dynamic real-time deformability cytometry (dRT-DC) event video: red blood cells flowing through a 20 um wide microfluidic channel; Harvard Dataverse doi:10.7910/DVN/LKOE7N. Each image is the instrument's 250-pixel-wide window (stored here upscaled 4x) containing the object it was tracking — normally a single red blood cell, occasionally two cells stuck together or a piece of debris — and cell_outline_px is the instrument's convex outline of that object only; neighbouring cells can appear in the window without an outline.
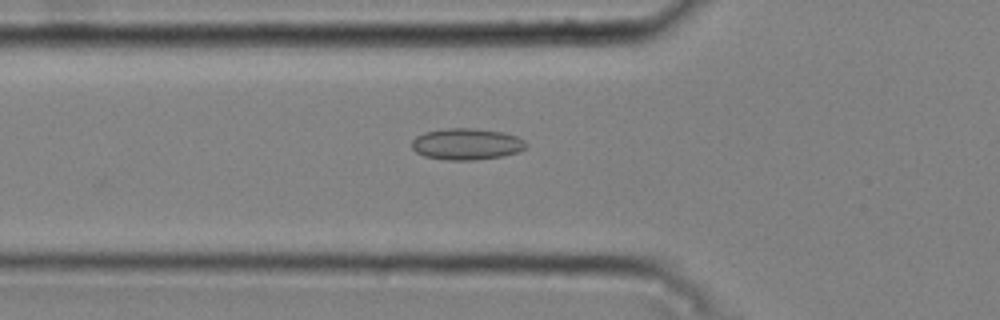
{"species": "common noctule bat (a hibernating species)", "species_latin": "Nyctalus noctula", "temperature_condition": "cold", "stored_images_in_passage": 32, "camera_frame_rate_fps": 3000, "um_per_image_px": 0.085, "animal": {"sex": "male", "body_mass_g": 20.4}, "frame": {"image": 1, "passage_image": 2, "time_ms": 0.333, "image_size_px": [1000, 320], "cell_outline_px": [[528, 144], [524, 148], [516, 152], [504, 156], [476, 160], [448, 160], [424, 156], [416, 152], [412, 148], [412, 140], [416, 136], [424, 132], [444, 128], [476, 128], [504, 132], [516, 136], [524, 140]], "centroid_in_image_um": [39.65, 12.24], "position_along_channel_um": 86.1, "area_um2": 21.1}}
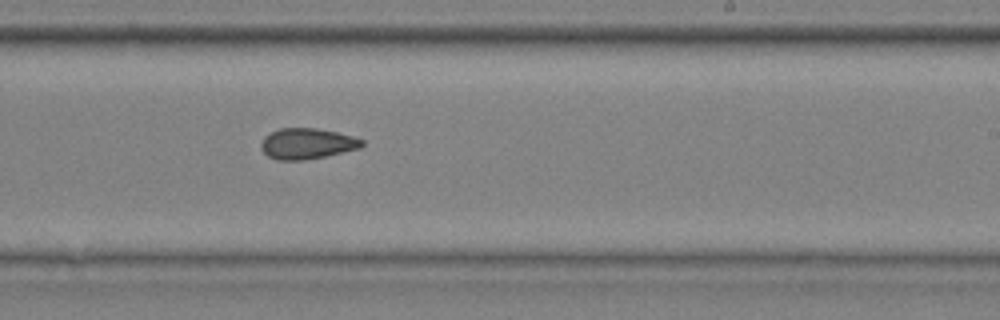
{"frame": {"image": 2, "passage_image": 16, "time_ms": 5.0, "image_size_px": [1000, 320], "cell_outline_px": [[364, 144], [360, 148], [324, 156], [304, 160], [276, 160], [268, 156], [260, 148], [260, 144], [264, 136], [280, 128], [316, 128], [336, 132], [352, 136], [364, 140]], "centroid_in_image_um": [26.08, 12.21], "position_along_channel_um": 262.9, "area_um2": 18.03}}
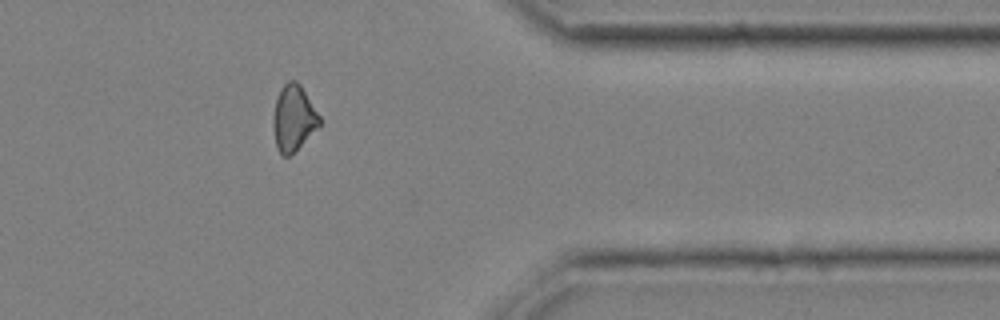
{"frame": {"image": 3, "passage_image": 27, "time_ms": 8.667, "image_size_px": [1000, 320], "cell_outline_px": [[320, 124], [288, 156], [284, 156], [280, 152], [276, 144], [272, 124], [272, 116], [276, 96], [280, 88], [288, 80], [296, 80], [300, 84], [320, 116]], "centroid_in_image_um": [24.91, 9.97], "position_along_channel_um": 386.5, "area_um2": 17.46}}